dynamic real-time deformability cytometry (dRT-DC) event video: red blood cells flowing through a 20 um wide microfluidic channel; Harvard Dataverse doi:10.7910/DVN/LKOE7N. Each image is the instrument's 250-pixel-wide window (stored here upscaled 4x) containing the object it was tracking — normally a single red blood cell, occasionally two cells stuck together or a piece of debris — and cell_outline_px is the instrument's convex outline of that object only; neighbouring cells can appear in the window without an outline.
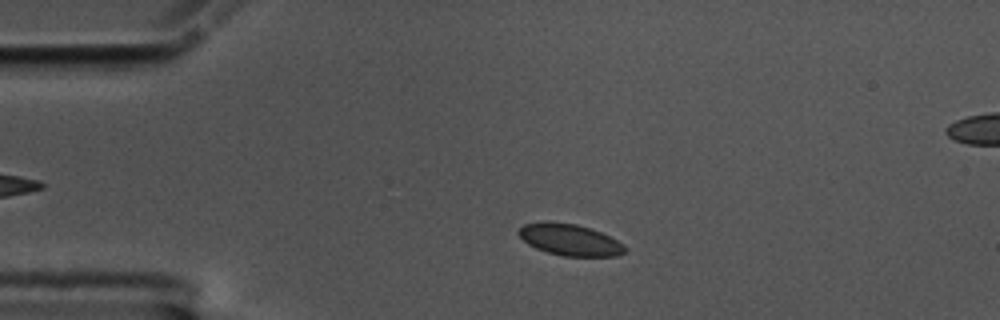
{"species": "common noctule bat (a hibernating species)", "species_latin": "Nyctalus noctula", "temperature_condition": "cold", "stored_images_in_passage": 54, "segment_of_instrument_passage": [1, 2], "camera_frame_rate_fps": 3000, "um_per_image_px": 0.085, "animal": {"sex": "male", "body_mass_g": 17.5, "forearm_length_mm": 52.3}, "frame": {"image": 1, "passage_image": 8, "time_ms": 2.333, "image_size_px": [1000, 320], "cell_outline_px": [[628, 248], [624, 252], [616, 256], [564, 256], [548, 252], [536, 248], [528, 244], [516, 232], [524, 224], [576, 224], [600, 232], [624, 244]], "centroid_in_image_um": [48.49, 20.43], "position_along_channel_um": 36.5, "area_um2": 18.73}}
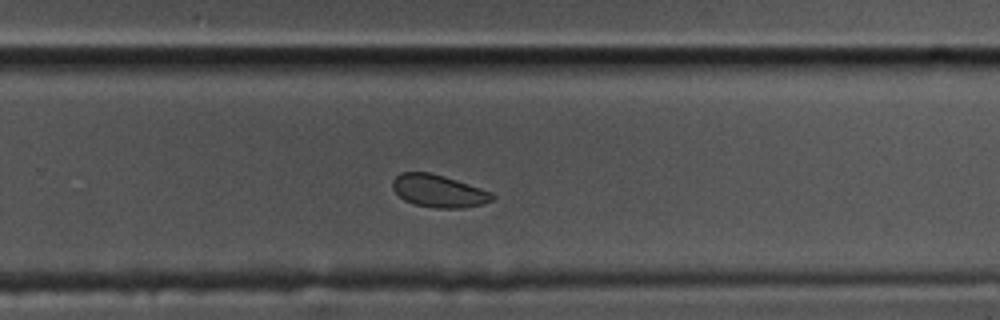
{"frame": {"image": 2, "passage_image": 33, "time_ms": 10.667, "image_size_px": [1000, 320], "cell_outline_px": [[496, 196], [492, 200], [480, 204], [460, 208], [436, 208], [412, 204], [404, 200], [392, 188], [392, 180], [400, 172], [428, 172], [444, 176], [492, 192]], "centroid_in_image_um": [37.25, 16.23], "position_along_channel_um": 292.6, "area_um2": 18.79}}
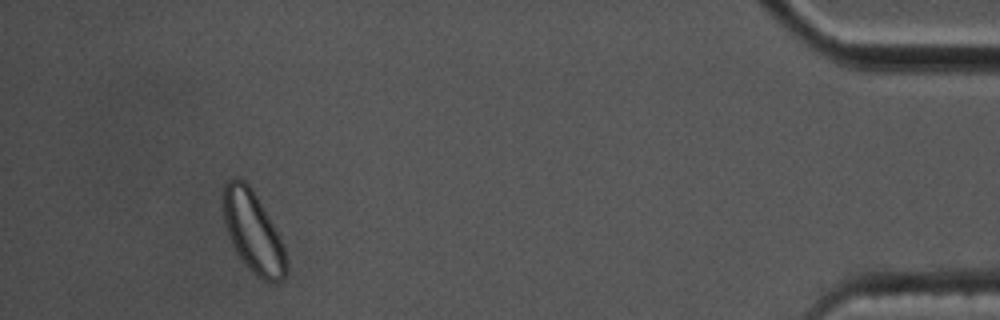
{"frame": {"image": 3, "passage_image": 49, "time_ms": 16.0, "image_size_px": [1000, 320], "cell_outline_px": [[288, 272], [284, 280], [276, 284], [268, 284], [256, 276], [248, 268], [236, 252], [232, 244], [224, 224], [220, 196], [224, 180], [244, 180], [252, 188], [268, 216], [284, 248], [288, 260]], "centroid_in_image_um": [21.49, 19.76], "position_along_channel_um": 413.7, "area_um2": 30.4}}